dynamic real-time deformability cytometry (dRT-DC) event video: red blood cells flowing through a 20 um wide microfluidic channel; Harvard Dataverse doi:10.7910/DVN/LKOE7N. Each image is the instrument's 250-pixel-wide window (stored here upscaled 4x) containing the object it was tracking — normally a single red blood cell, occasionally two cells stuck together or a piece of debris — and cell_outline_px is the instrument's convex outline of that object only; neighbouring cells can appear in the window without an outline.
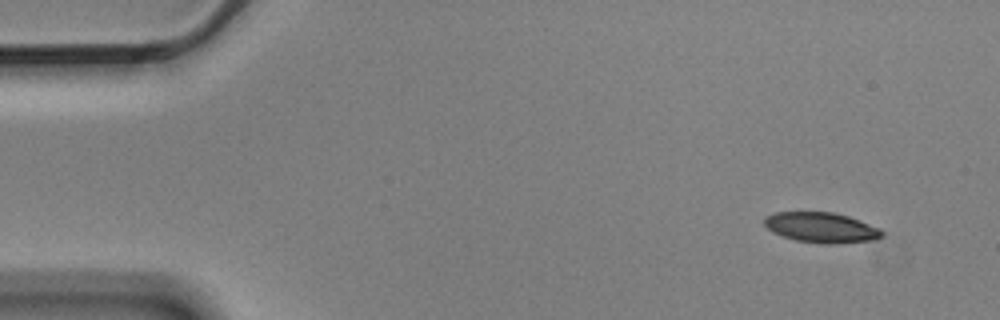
{"species": "Egyptian fruit bat (a non-hibernating species)", "species_latin": "Rousettus aegyptiacus", "temperature_condition": "cold", "stored_images_in_passage": 4, "camera_frame_rate_fps": 3000, "um_per_image_px": 0.085, "animal": {"sex": "male"}, "frame": {"image": 1, "passage_image": 1, "time_ms": 0.0, "image_size_px": [1000, 320], "cell_outline_px": [[884, 236], [872, 240], [832, 244], [824, 244], [796, 240], [772, 232], [764, 224], [764, 220], [768, 216], [776, 212], [832, 212], [848, 216], [880, 228], [884, 232]], "centroid_in_image_um": [69.84, 19.34], "position_along_channel_um": 15.2, "area_um2": 20.58}}
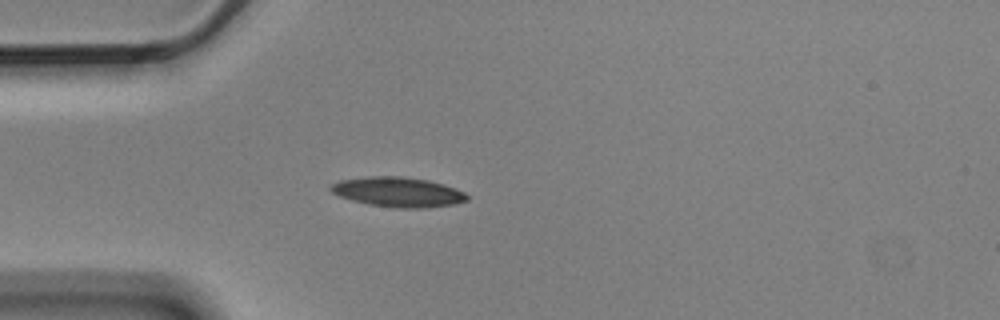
{"frame": {"image": 2, "passage_image": 4, "time_ms": 1.0, "image_size_px": [1000, 320], "cell_outline_px": [[468, 200], [456, 204], [428, 208], [396, 208], [368, 204], [352, 200], [340, 196], [332, 192], [328, 188], [332, 184], [340, 180], [368, 176], [404, 176], [428, 180], [444, 184], [456, 188], [464, 192], [468, 196]], "centroid_in_image_um": [33.86, 16.32], "position_along_channel_um": 51.1, "area_um2": 23.87}}